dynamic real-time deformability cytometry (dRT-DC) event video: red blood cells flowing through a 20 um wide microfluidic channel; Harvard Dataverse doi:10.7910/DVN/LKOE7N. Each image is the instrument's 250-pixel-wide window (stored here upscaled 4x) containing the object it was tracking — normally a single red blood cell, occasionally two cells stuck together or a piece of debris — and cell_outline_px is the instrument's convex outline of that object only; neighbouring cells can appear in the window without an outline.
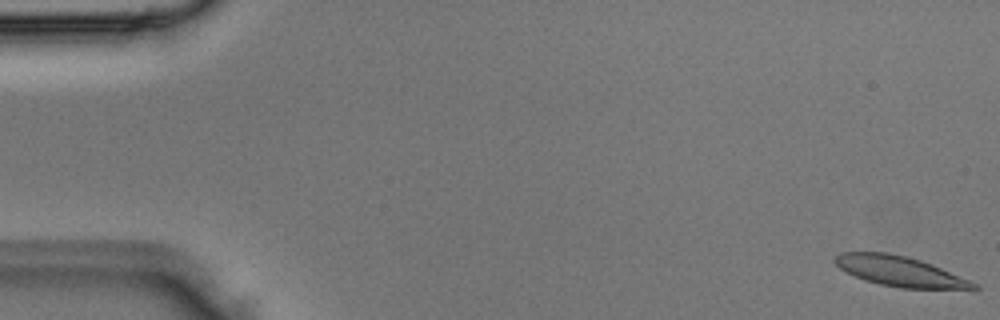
{"species": "Egyptian fruit bat (a non-hibernating species)", "species_latin": "Rousettus aegyptiacus", "temperature_condition": "room temperature", "stored_images_in_passage": 5, "camera_frame_rate_fps": 3000, "um_per_image_px": 0.085, "animal": {"sex": "male"}, "frame": {"image": 1, "passage_image": 1, "time_ms": 0.0, "image_size_px": [1000, 320], "cell_outline_px": [[980, 288], [900, 288], [880, 284], [864, 280], [840, 268], [832, 260], [832, 256], [840, 252], [888, 252], [908, 256], [932, 264], [980, 284]], "centroid_in_image_um": [76.45, 23.04], "position_along_channel_um": 8.5, "area_um2": 24.28}}